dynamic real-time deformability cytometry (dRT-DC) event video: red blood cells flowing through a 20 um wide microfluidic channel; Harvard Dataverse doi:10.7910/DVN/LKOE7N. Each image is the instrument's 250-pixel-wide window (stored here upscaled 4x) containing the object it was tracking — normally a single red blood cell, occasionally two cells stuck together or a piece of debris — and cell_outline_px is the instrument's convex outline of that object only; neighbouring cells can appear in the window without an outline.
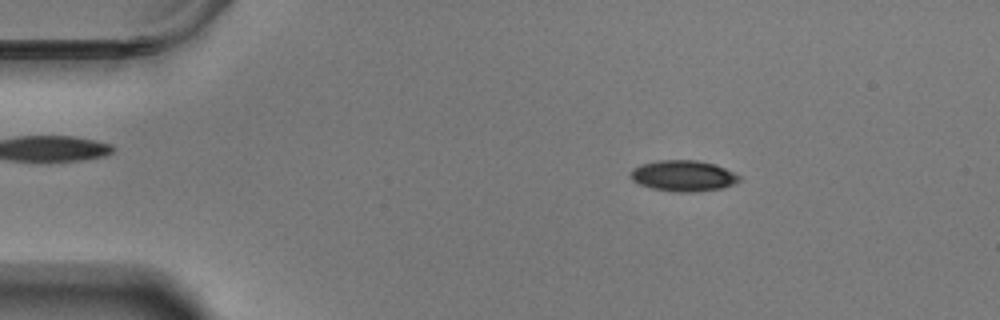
{"species": "Egyptian fruit bat (a non-hibernating species)", "species_latin": "Rousettus aegyptiacus", "temperature_condition": "warm", "stored_images_in_passage": 51, "camera_frame_rate_fps": 3000, "um_per_image_px": 0.085, "animal": {"sex": "male"}, "frame": {"image": 1, "passage_image": 3, "time_ms": 0.667, "image_size_px": [1000, 320], "cell_outline_px": [[740, 180], [732, 184], [720, 188], [652, 188], [640, 184], [632, 180], [632, 168], [640, 164], [656, 160], [696, 160], [716, 164], [740, 176]], "centroid_in_image_um": [58.04, 14.85], "position_along_channel_um": 27.0, "area_um2": 18.21}}
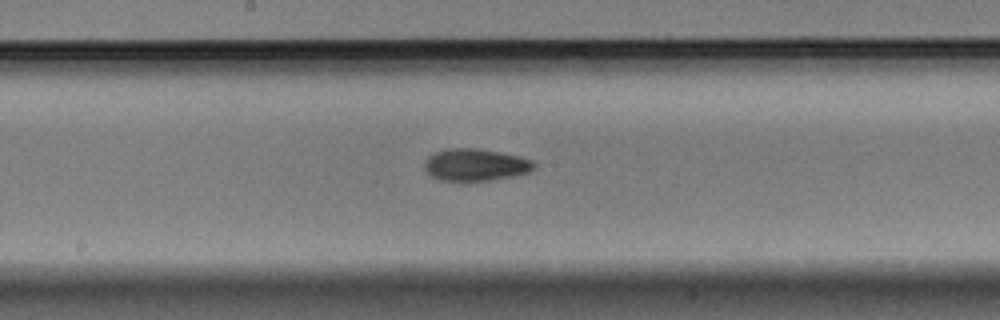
{"frame": {"image": 2, "passage_image": 24, "time_ms": 7.667, "image_size_px": [1000, 320], "cell_outline_px": [[536, 164], [528, 172], [512, 176], [468, 184], [460, 184], [440, 180], [432, 176], [424, 168], [424, 160], [428, 156], [436, 152], [448, 148], [476, 148], [516, 156], [532, 160]], "centroid_in_image_um": [40.33, 14.06], "position_along_channel_um": 207.9, "area_um2": 20.92}}
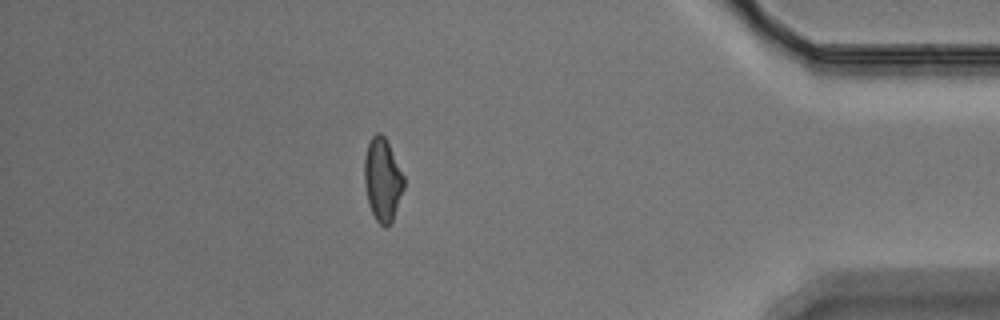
{"frame": {"image": 3, "passage_image": 44, "time_ms": 14.333, "image_size_px": [1000, 320], "cell_outline_px": [[404, 188], [392, 220], [384, 228], [376, 220], [368, 204], [364, 184], [364, 156], [368, 144], [372, 136], [376, 132], [380, 132], [388, 140], [404, 176]], "centroid_in_image_um": [32.5, 15.23], "position_along_channel_um": 402.7, "area_um2": 19.25}, "authors_computed_cell_mechanics": {"area_um2": 19.4786, "velocity_mm_per_s": 3.5151, "shape_relaxation_time_tau1_ms": 4.1787, "shape_relaxation_time_tau2_ms": 2.9842, "deformation_change_tau1": 0.1227, "deformation_change_tau2": 0.0807}}